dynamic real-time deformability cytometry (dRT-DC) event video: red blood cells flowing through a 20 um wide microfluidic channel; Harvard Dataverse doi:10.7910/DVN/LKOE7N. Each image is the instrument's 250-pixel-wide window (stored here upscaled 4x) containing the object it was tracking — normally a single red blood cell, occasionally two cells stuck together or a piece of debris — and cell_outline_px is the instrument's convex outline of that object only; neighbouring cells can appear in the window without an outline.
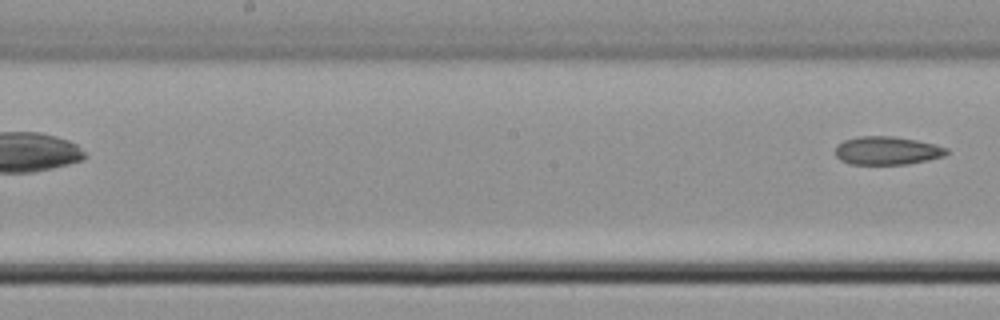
{"species": "common noctule bat (a hibernating species)", "species_latin": "Nyctalus noctula", "temperature_condition": "cold", "stored_images_in_passage": 6, "segment_of_instrument_passage": [2, 2], "camera_frame_rate_fps": 3000, "um_per_image_px": 0.085, "animal": {"sex": "male", "body_mass_g": 21.5, "forearm_length_mm": 52.0}, "frame": {"image": 1, "passage_image": 6, "time_ms": 1.667, "image_size_px": [1000, 320], "cell_outline_px": [[948, 152], [944, 156], [928, 160], [908, 164], [848, 164], [840, 160], [836, 156], [836, 144], [844, 140], [856, 136], [892, 136], [916, 140], [948, 148]], "centroid_in_image_um": [75.36, 12.8], "position_along_channel_um": 172.8, "area_um2": 18.38}}